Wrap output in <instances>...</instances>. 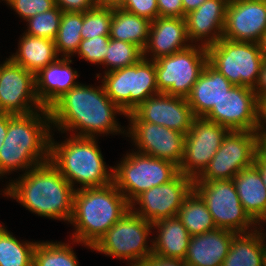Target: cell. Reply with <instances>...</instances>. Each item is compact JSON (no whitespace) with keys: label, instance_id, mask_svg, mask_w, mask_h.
Listing matches in <instances>:
<instances>
[{"label":"cell","instance_id":"cell-1","mask_svg":"<svg viewBox=\"0 0 266 266\" xmlns=\"http://www.w3.org/2000/svg\"><path fill=\"white\" fill-rule=\"evenodd\" d=\"M94 86L79 83L49 108L53 131L90 138L126 136L127 128L121 127L116 119L117 114L126 118V113L111 101L102 83Z\"/></svg>","mask_w":266,"mask_h":266},{"label":"cell","instance_id":"cell-2","mask_svg":"<svg viewBox=\"0 0 266 266\" xmlns=\"http://www.w3.org/2000/svg\"><path fill=\"white\" fill-rule=\"evenodd\" d=\"M18 174V178L6 182L1 195L40 217L69 224L75 190L50 160Z\"/></svg>","mask_w":266,"mask_h":266},{"label":"cell","instance_id":"cell-3","mask_svg":"<svg viewBox=\"0 0 266 266\" xmlns=\"http://www.w3.org/2000/svg\"><path fill=\"white\" fill-rule=\"evenodd\" d=\"M52 132L49 109L29 114L9 113L7 134L0 148V179L21 170L24 174L48 162Z\"/></svg>","mask_w":266,"mask_h":266},{"label":"cell","instance_id":"cell-4","mask_svg":"<svg viewBox=\"0 0 266 266\" xmlns=\"http://www.w3.org/2000/svg\"><path fill=\"white\" fill-rule=\"evenodd\" d=\"M54 135L53 131L49 160L74 190L104 187L113 183L114 168L104 161L98 138L68 135L63 137L66 138L63 141L57 142Z\"/></svg>","mask_w":266,"mask_h":266},{"label":"cell","instance_id":"cell-5","mask_svg":"<svg viewBox=\"0 0 266 266\" xmlns=\"http://www.w3.org/2000/svg\"><path fill=\"white\" fill-rule=\"evenodd\" d=\"M129 209L130 204L114 183L75 190L70 239L92 247Z\"/></svg>","mask_w":266,"mask_h":266},{"label":"cell","instance_id":"cell-6","mask_svg":"<svg viewBox=\"0 0 266 266\" xmlns=\"http://www.w3.org/2000/svg\"><path fill=\"white\" fill-rule=\"evenodd\" d=\"M152 230V223L129 209L91 250L118 260H127L128 266H138L153 253Z\"/></svg>","mask_w":266,"mask_h":266},{"label":"cell","instance_id":"cell-7","mask_svg":"<svg viewBox=\"0 0 266 266\" xmlns=\"http://www.w3.org/2000/svg\"><path fill=\"white\" fill-rule=\"evenodd\" d=\"M104 74V75H102ZM105 93L126 115L135 110L148 97L159 94L153 60L142 57L136 64L97 73Z\"/></svg>","mask_w":266,"mask_h":266},{"label":"cell","instance_id":"cell-8","mask_svg":"<svg viewBox=\"0 0 266 266\" xmlns=\"http://www.w3.org/2000/svg\"><path fill=\"white\" fill-rule=\"evenodd\" d=\"M123 156L113 167V183L129 204L143 192L171 181L179 173L174 163L135 150Z\"/></svg>","mask_w":266,"mask_h":266},{"label":"cell","instance_id":"cell-9","mask_svg":"<svg viewBox=\"0 0 266 266\" xmlns=\"http://www.w3.org/2000/svg\"><path fill=\"white\" fill-rule=\"evenodd\" d=\"M208 63L235 86L254 88L264 61L260 43L221 38L206 48Z\"/></svg>","mask_w":266,"mask_h":266},{"label":"cell","instance_id":"cell-10","mask_svg":"<svg viewBox=\"0 0 266 266\" xmlns=\"http://www.w3.org/2000/svg\"><path fill=\"white\" fill-rule=\"evenodd\" d=\"M194 190L204 200L217 228L248 233L259 227L242 206L232 179L194 182Z\"/></svg>","mask_w":266,"mask_h":266},{"label":"cell","instance_id":"cell-11","mask_svg":"<svg viewBox=\"0 0 266 266\" xmlns=\"http://www.w3.org/2000/svg\"><path fill=\"white\" fill-rule=\"evenodd\" d=\"M154 63L159 93L186 98L208 63L207 49L191 45Z\"/></svg>","mask_w":266,"mask_h":266},{"label":"cell","instance_id":"cell-12","mask_svg":"<svg viewBox=\"0 0 266 266\" xmlns=\"http://www.w3.org/2000/svg\"><path fill=\"white\" fill-rule=\"evenodd\" d=\"M259 148L257 131H228L220 148L194 182L233 179L240 170L254 165Z\"/></svg>","mask_w":266,"mask_h":266},{"label":"cell","instance_id":"cell-13","mask_svg":"<svg viewBox=\"0 0 266 266\" xmlns=\"http://www.w3.org/2000/svg\"><path fill=\"white\" fill-rule=\"evenodd\" d=\"M229 130L203 117H195L184 141L179 172L196 179L208 166Z\"/></svg>","mask_w":266,"mask_h":266},{"label":"cell","instance_id":"cell-14","mask_svg":"<svg viewBox=\"0 0 266 266\" xmlns=\"http://www.w3.org/2000/svg\"><path fill=\"white\" fill-rule=\"evenodd\" d=\"M193 189L194 179L179 172L171 181L140 194L130 204V209L153 224L160 219L177 216Z\"/></svg>","mask_w":266,"mask_h":266},{"label":"cell","instance_id":"cell-15","mask_svg":"<svg viewBox=\"0 0 266 266\" xmlns=\"http://www.w3.org/2000/svg\"><path fill=\"white\" fill-rule=\"evenodd\" d=\"M42 109L36 95L35 75L10 58L0 62V113L29 114Z\"/></svg>","mask_w":266,"mask_h":266},{"label":"cell","instance_id":"cell-16","mask_svg":"<svg viewBox=\"0 0 266 266\" xmlns=\"http://www.w3.org/2000/svg\"><path fill=\"white\" fill-rule=\"evenodd\" d=\"M126 137L136 152L170 161L178 167L182 163L186 135L145 121H129Z\"/></svg>","mask_w":266,"mask_h":266},{"label":"cell","instance_id":"cell-17","mask_svg":"<svg viewBox=\"0 0 266 266\" xmlns=\"http://www.w3.org/2000/svg\"><path fill=\"white\" fill-rule=\"evenodd\" d=\"M258 109L253 88L234 85L203 118L229 131H257Z\"/></svg>","mask_w":266,"mask_h":266},{"label":"cell","instance_id":"cell-18","mask_svg":"<svg viewBox=\"0 0 266 266\" xmlns=\"http://www.w3.org/2000/svg\"><path fill=\"white\" fill-rule=\"evenodd\" d=\"M185 97L159 93L148 97L126 115L128 121H145L187 134L194 119Z\"/></svg>","mask_w":266,"mask_h":266},{"label":"cell","instance_id":"cell-19","mask_svg":"<svg viewBox=\"0 0 266 266\" xmlns=\"http://www.w3.org/2000/svg\"><path fill=\"white\" fill-rule=\"evenodd\" d=\"M266 32V0H229L223 38L260 43Z\"/></svg>","mask_w":266,"mask_h":266},{"label":"cell","instance_id":"cell-20","mask_svg":"<svg viewBox=\"0 0 266 266\" xmlns=\"http://www.w3.org/2000/svg\"><path fill=\"white\" fill-rule=\"evenodd\" d=\"M229 0H206L185 16L187 35L192 45L209 47L222 37Z\"/></svg>","mask_w":266,"mask_h":266},{"label":"cell","instance_id":"cell-21","mask_svg":"<svg viewBox=\"0 0 266 266\" xmlns=\"http://www.w3.org/2000/svg\"><path fill=\"white\" fill-rule=\"evenodd\" d=\"M191 45L185 18L158 17L151 22L143 57L155 61L185 50Z\"/></svg>","mask_w":266,"mask_h":266},{"label":"cell","instance_id":"cell-22","mask_svg":"<svg viewBox=\"0 0 266 266\" xmlns=\"http://www.w3.org/2000/svg\"><path fill=\"white\" fill-rule=\"evenodd\" d=\"M71 58L59 57L35 74L36 95L43 108L49 109L60 97L78 85L80 77ZM74 69V70H73ZM77 80V81H76Z\"/></svg>","mask_w":266,"mask_h":266},{"label":"cell","instance_id":"cell-23","mask_svg":"<svg viewBox=\"0 0 266 266\" xmlns=\"http://www.w3.org/2000/svg\"><path fill=\"white\" fill-rule=\"evenodd\" d=\"M237 233L216 228L192 236L184 261L188 266H222Z\"/></svg>","mask_w":266,"mask_h":266},{"label":"cell","instance_id":"cell-24","mask_svg":"<svg viewBox=\"0 0 266 266\" xmlns=\"http://www.w3.org/2000/svg\"><path fill=\"white\" fill-rule=\"evenodd\" d=\"M234 85L207 63L186 97L194 117H204Z\"/></svg>","mask_w":266,"mask_h":266},{"label":"cell","instance_id":"cell-25","mask_svg":"<svg viewBox=\"0 0 266 266\" xmlns=\"http://www.w3.org/2000/svg\"><path fill=\"white\" fill-rule=\"evenodd\" d=\"M153 253L167 258L184 260L191 239L188 230L177 216L160 219L152 224ZM156 230V232L154 231Z\"/></svg>","mask_w":266,"mask_h":266},{"label":"cell","instance_id":"cell-26","mask_svg":"<svg viewBox=\"0 0 266 266\" xmlns=\"http://www.w3.org/2000/svg\"><path fill=\"white\" fill-rule=\"evenodd\" d=\"M232 180L245 211L261 225L266 218V187L259 170L253 165L240 170Z\"/></svg>","mask_w":266,"mask_h":266},{"label":"cell","instance_id":"cell-27","mask_svg":"<svg viewBox=\"0 0 266 266\" xmlns=\"http://www.w3.org/2000/svg\"><path fill=\"white\" fill-rule=\"evenodd\" d=\"M17 47L16 52L9 58L34 75L60 57L53 40L31 36L24 32L19 38Z\"/></svg>","mask_w":266,"mask_h":266},{"label":"cell","instance_id":"cell-28","mask_svg":"<svg viewBox=\"0 0 266 266\" xmlns=\"http://www.w3.org/2000/svg\"><path fill=\"white\" fill-rule=\"evenodd\" d=\"M262 227L248 233H237L230 244L222 266H263L266 237Z\"/></svg>","mask_w":266,"mask_h":266},{"label":"cell","instance_id":"cell-29","mask_svg":"<svg viewBox=\"0 0 266 266\" xmlns=\"http://www.w3.org/2000/svg\"><path fill=\"white\" fill-rule=\"evenodd\" d=\"M151 22L121 8L112 9L110 38L135 44L143 51L148 41Z\"/></svg>","mask_w":266,"mask_h":266},{"label":"cell","instance_id":"cell-30","mask_svg":"<svg viewBox=\"0 0 266 266\" xmlns=\"http://www.w3.org/2000/svg\"><path fill=\"white\" fill-rule=\"evenodd\" d=\"M177 217L191 237L217 228L207 205L194 189L184 200Z\"/></svg>","mask_w":266,"mask_h":266},{"label":"cell","instance_id":"cell-31","mask_svg":"<svg viewBox=\"0 0 266 266\" xmlns=\"http://www.w3.org/2000/svg\"><path fill=\"white\" fill-rule=\"evenodd\" d=\"M71 243L59 241H38L33 251V266H80L76 252L71 245H81L86 249L91 246L79 244L72 239Z\"/></svg>","mask_w":266,"mask_h":266},{"label":"cell","instance_id":"cell-32","mask_svg":"<svg viewBox=\"0 0 266 266\" xmlns=\"http://www.w3.org/2000/svg\"><path fill=\"white\" fill-rule=\"evenodd\" d=\"M0 223V266H33V251L38 241L18 240Z\"/></svg>","mask_w":266,"mask_h":266},{"label":"cell","instance_id":"cell-33","mask_svg":"<svg viewBox=\"0 0 266 266\" xmlns=\"http://www.w3.org/2000/svg\"><path fill=\"white\" fill-rule=\"evenodd\" d=\"M83 25V12H63L62 18L54 40L56 51L60 57L72 58L75 56L82 40L81 28Z\"/></svg>","mask_w":266,"mask_h":266},{"label":"cell","instance_id":"cell-34","mask_svg":"<svg viewBox=\"0 0 266 266\" xmlns=\"http://www.w3.org/2000/svg\"><path fill=\"white\" fill-rule=\"evenodd\" d=\"M143 57V51L135 44L110 38L102 67L103 73L133 66Z\"/></svg>","mask_w":266,"mask_h":266},{"label":"cell","instance_id":"cell-35","mask_svg":"<svg viewBox=\"0 0 266 266\" xmlns=\"http://www.w3.org/2000/svg\"><path fill=\"white\" fill-rule=\"evenodd\" d=\"M62 13L63 11L55 5L51 10L36 14L25 21L27 29L24 33L54 41L59 30Z\"/></svg>","mask_w":266,"mask_h":266},{"label":"cell","instance_id":"cell-36","mask_svg":"<svg viewBox=\"0 0 266 266\" xmlns=\"http://www.w3.org/2000/svg\"><path fill=\"white\" fill-rule=\"evenodd\" d=\"M112 8L93 7L83 12L82 39L110 36Z\"/></svg>","mask_w":266,"mask_h":266},{"label":"cell","instance_id":"cell-37","mask_svg":"<svg viewBox=\"0 0 266 266\" xmlns=\"http://www.w3.org/2000/svg\"><path fill=\"white\" fill-rule=\"evenodd\" d=\"M110 36L82 39L75 55L91 64L102 65L108 50Z\"/></svg>","mask_w":266,"mask_h":266},{"label":"cell","instance_id":"cell-38","mask_svg":"<svg viewBox=\"0 0 266 266\" xmlns=\"http://www.w3.org/2000/svg\"><path fill=\"white\" fill-rule=\"evenodd\" d=\"M5 3L24 22L36 14L51 10L55 6V0H6Z\"/></svg>","mask_w":266,"mask_h":266},{"label":"cell","instance_id":"cell-39","mask_svg":"<svg viewBox=\"0 0 266 266\" xmlns=\"http://www.w3.org/2000/svg\"><path fill=\"white\" fill-rule=\"evenodd\" d=\"M120 8L150 21L159 17L157 0H124Z\"/></svg>","mask_w":266,"mask_h":266},{"label":"cell","instance_id":"cell-40","mask_svg":"<svg viewBox=\"0 0 266 266\" xmlns=\"http://www.w3.org/2000/svg\"><path fill=\"white\" fill-rule=\"evenodd\" d=\"M159 17L184 18L182 0H157Z\"/></svg>","mask_w":266,"mask_h":266},{"label":"cell","instance_id":"cell-41","mask_svg":"<svg viewBox=\"0 0 266 266\" xmlns=\"http://www.w3.org/2000/svg\"><path fill=\"white\" fill-rule=\"evenodd\" d=\"M63 12H85L95 7L94 0H55Z\"/></svg>","mask_w":266,"mask_h":266},{"label":"cell","instance_id":"cell-42","mask_svg":"<svg viewBox=\"0 0 266 266\" xmlns=\"http://www.w3.org/2000/svg\"><path fill=\"white\" fill-rule=\"evenodd\" d=\"M138 266H188V265L182 259L167 258L152 253Z\"/></svg>","mask_w":266,"mask_h":266},{"label":"cell","instance_id":"cell-43","mask_svg":"<svg viewBox=\"0 0 266 266\" xmlns=\"http://www.w3.org/2000/svg\"><path fill=\"white\" fill-rule=\"evenodd\" d=\"M253 91L255 92L258 102L262 99H266V58H264L262 63L260 74Z\"/></svg>","mask_w":266,"mask_h":266},{"label":"cell","instance_id":"cell-44","mask_svg":"<svg viewBox=\"0 0 266 266\" xmlns=\"http://www.w3.org/2000/svg\"><path fill=\"white\" fill-rule=\"evenodd\" d=\"M257 132L260 138L266 134V99L259 101Z\"/></svg>","mask_w":266,"mask_h":266},{"label":"cell","instance_id":"cell-45","mask_svg":"<svg viewBox=\"0 0 266 266\" xmlns=\"http://www.w3.org/2000/svg\"><path fill=\"white\" fill-rule=\"evenodd\" d=\"M254 166L259 170L266 187V153L261 148L255 156Z\"/></svg>","mask_w":266,"mask_h":266},{"label":"cell","instance_id":"cell-46","mask_svg":"<svg viewBox=\"0 0 266 266\" xmlns=\"http://www.w3.org/2000/svg\"><path fill=\"white\" fill-rule=\"evenodd\" d=\"M8 123L9 113H0V148L7 134Z\"/></svg>","mask_w":266,"mask_h":266},{"label":"cell","instance_id":"cell-47","mask_svg":"<svg viewBox=\"0 0 266 266\" xmlns=\"http://www.w3.org/2000/svg\"><path fill=\"white\" fill-rule=\"evenodd\" d=\"M205 1L206 0H182L183 10H184V18L186 16V14L197 9Z\"/></svg>","mask_w":266,"mask_h":266},{"label":"cell","instance_id":"cell-48","mask_svg":"<svg viewBox=\"0 0 266 266\" xmlns=\"http://www.w3.org/2000/svg\"><path fill=\"white\" fill-rule=\"evenodd\" d=\"M124 0H94L97 7L120 8Z\"/></svg>","mask_w":266,"mask_h":266},{"label":"cell","instance_id":"cell-49","mask_svg":"<svg viewBox=\"0 0 266 266\" xmlns=\"http://www.w3.org/2000/svg\"><path fill=\"white\" fill-rule=\"evenodd\" d=\"M260 46H261L262 54H263L264 58H266V32H265L264 36L262 37V40L260 42Z\"/></svg>","mask_w":266,"mask_h":266},{"label":"cell","instance_id":"cell-50","mask_svg":"<svg viewBox=\"0 0 266 266\" xmlns=\"http://www.w3.org/2000/svg\"><path fill=\"white\" fill-rule=\"evenodd\" d=\"M260 148L266 153V134L260 138Z\"/></svg>","mask_w":266,"mask_h":266},{"label":"cell","instance_id":"cell-51","mask_svg":"<svg viewBox=\"0 0 266 266\" xmlns=\"http://www.w3.org/2000/svg\"><path fill=\"white\" fill-rule=\"evenodd\" d=\"M264 223H265V225H266V218L261 222L262 225H259V227H262V226L264 225ZM263 234H264V236L266 237V232L263 233Z\"/></svg>","mask_w":266,"mask_h":266},{"label":"cell","instance_id":"cell-52","mask_svg":"<svg viewBox=\"0 0 266 266\" xmlns=\"http://www.w3.org/2000/svg\"><path fill=\"white\" fill-rule=\"evenodd\" d=\"M263 266H266V252H265V256H264Z\"/></svg>","mask_w":266,"mask_h":266}]
</instances>
